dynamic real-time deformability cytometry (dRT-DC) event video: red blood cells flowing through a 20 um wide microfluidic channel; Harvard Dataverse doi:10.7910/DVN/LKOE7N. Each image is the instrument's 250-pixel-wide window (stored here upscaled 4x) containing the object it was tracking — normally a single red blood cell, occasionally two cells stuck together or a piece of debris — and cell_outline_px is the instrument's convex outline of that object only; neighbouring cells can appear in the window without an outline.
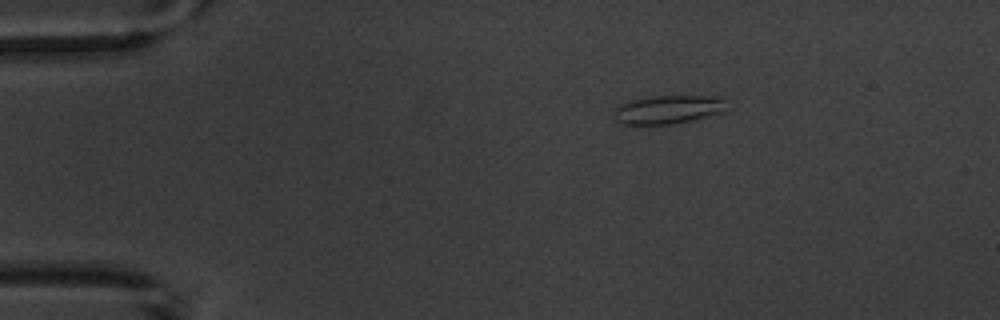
{"species": "common noctule bat (a hibernating species)", "species_latin": "Nyctalus noctula", "temperature_condition": "warm", "stored_images_in_passage": 6, "camera_frame_rate_fps": 3000, "um_per_image_px": 0.085, "animal": {"sex": "male", "body_mass_g": 20.1, "forearm_length_mm": 53.5}, "frame": {"image": 1, "passage_image": 4, "time_ms": 7.333, "image_size_px": [1000, 320], "cell_outline_px": [[724, 100], [720, 112], [708, 116], [672, 124], [624, 124], [616, 120], [616, 108], [620, 104], [632, 100], [652, 96], [724, 96]], "centroid_in_image_um": [56.77, 9.3], "position_along_channel_um": 28.2, "area_um2": 18.21}}